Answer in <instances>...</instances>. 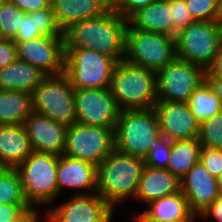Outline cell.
I'll use <instances>...</instances> for the list:
<instances>
[{"instance_id":"7dc6e473","label":"cell","mask_w":222,"mask_h":222,"mask_svg":"<svg viewBox=\"0 0 222 222\" xmlns=\"http://www.w3.org/2000/svg\"><path fill=\"white\" fill-rule=\"evenodd\" d=\"M39 215V213L33 214L26 222H38L40 219Z\"/></svg>"},{"instance_id":"60d3db41","label":"cell","mask_w":222,"mask_h":222,"mask_svg":"<svg viewBox=\"0 0 222 222\" xmlns=\"http://www.w3.org/2000/svg\"><path fill=\"white\" fill-rule=\"evenodd\" d=\"M199 216L207 219L212 217L216 222H222V196H218Z\"/></svg>"},{"instance_id":"484cf974","label":"cell","mask_w":222,"mask_h":222,"mask_svg":"<svg viewBox=\"0 0 222 222\" xmlns=\"http://www.w3.org/2000/svg\"><path fill=\"white\" fill-rule=\"evenodd\" d=\"M202 145L198 138L172 141L167 168L179 180L199 162Z\"/></svg>"},{"instance_id":"52a82bcc","label":"cell","mask_w":222,"mask_h":222,"mask_svg":"<svg viewBox=\"0 0 222 222\" xmlns=\"http://www.w3.org/2000/svg\"><path fill=\"white\" fill-rule=\"evenodd\" d=\"M175 57V37L134 29L128 24L124 61L157 73Z\"/></svg>"},{"instance_id":"f907efd6","label":"cell","mask_w":222,"mask_h":222,"mask_svg":"<svg viewBox=\"0 0 222 222\" xmlns=\"http://www.w3.org/2000/svg\"><path fill=\"white\" fill-rule=\"evenodd\" d=\"M163 1L170 3V2H174V1H185V0H163Z\"/></svg>"},{"instance_id":"cb8c5ba5","label":"cell","mask_w":222,"mask_h":222,"mask_svg":"<svg viewBox=\"0 0 222 222\" xmlns=\"http://www.w3.org/2000/svg\"><path fill=\"white\" fill-rule=\"evenodd\" d=\"M46 77L47 75L40 69L16 59L0 69V90H16L32 94Z\"/></svg>"},{"instance_id":"ac0fdd59","label":"cell","mask_w":222,"mask_h":222,"mask_svg":"<svg viewBox=\"0 0 222 222\" xmlns=\"http://www.w3.org/2000/svg\"><path fill=\"white\" fill-rule=\"evenodd\" d=\"M58 195L66 188L97 190V166L74 157L61 155L57 161ZM93 189V190H92Z\"/></svg>"},{"instance_id":"74e56055","label":"cell","mask_w":222,"mask_h":222,"mask_svg":"<svg viewBox=\"0 0 222 222\" xmlns=\"http://www.w3.org/2000/svg\"><path fill=\"white\" fill-rule=\"evenodd\" d=\"M156 0H124L115 10L124 18L129 19L140 9L145 8Z\"/></svg>"},{"instance_id":"e0dca14e","label":"cell","mask_w":222,"mask_h":222,"mask_svg":"<svg viewBox=\"0 0 222 222\" xmlns=\"http://www.w3.org/2000/svg\"><path fill=\"white\" fill-rule=\"evenodd\" d=\"M180 190L191 211L198 215L220 196L217 178L200 162L180 179Z\"/></svg>"},{"instance_id":"f6af8a7d","label":"cell","mask_w":222,"mask_h":222,"mask_svg":"<svg viewBox=\"0 0 222 222\" xmlns=\"http://www.w3.org/2000/svg\"><path fill=\"white\" fill-rule=\"evenodd\" d=\"M217 22L222 25V0H218Z\"/></svg>"},{"instance_id":"30bf717a","label":"cell","mask_w":222,"mask_h":222,"mask_svg":"<svg viewBox=\"0 0 222 222\" xmlns=\"http://www.w3.org/2000/svg\"><path fill=\"white\" fill-rule=\"evenodd\" d=\"M114 131L75 122L67 127L63 154L98 166L115 149Z\"/></svg>"},{"instance_id":"8fae6325","label":"cell","mask_w":222,"mask_h":222,"mask_svg":"<svg viewBox=\"0 0 222 222\" xmlns=\"http://www.w3.org/2000/svg\"><path fill=\"white\" fill-rule=\"evenodd\" d=\"M156 74L157 101L188 102L205 80V70L201 66L177 57Z\"/></svg>"},{"instance_id":"4316f807","label":"cell","mask_w":222,"mask_h":222,"mask_svg":"<svg viewBox=\"0 0 222 222\" xmlns=\"http://www.w3.org/2000/svg\"><path fill=\"white\" fill-rule=\"evenodd\" d=\"M192 114L201 124L222 111V104L206 80L196 88L188 101Z\"/></svg>"},{"instance_id":"d4e9b609","label":"cell","mask_w":222,"mask_h":222,"mask_svg":"<svg viewBox=\"0 0 222 222\" xmlns=\"http://www.w3.org/2000/svg\"><path fill=\"white\" fill-rule=\"evenodd\" d=\"M32 112V94L0 90V125L23 124Z\"/></svg>"},{"instance_id":"83f0119b","label":"cell","mask_w":222,"mask_h":222,"mask_svg":"<svg viewBox=\"0 0 222 222\" xmlns=\"http://www.w3.org/2000/svg\"><path fill=\"white\" fill-rule=\"evenodd\" d=\"M1 204H28L19 173L15 168H7L0 176Z\"/></svg>"},{"instance_id":"7c38bea8","label":"cell","mask_w":222,"mask_h":222,"mask_svg":"<svg viewBox=\"0 0 222 222\" xmlns=\"http://www.w3.org/2000/svg\"><path fill=\"white\" fill-rule=\"evenodd\" d=\"M76 122L115 129L120 110L109 88L75 89Z\"/></svg>"},{"instance_id":"ba28073f","label":"cell","mask_w":222,"mask_h":222,"mask_svg":"<svg viewBox=\"0 0 222 222\" xmlns=\"http://www.w3.org/2000/svg\"><path fill=\"white\" fill-rule=\"evenodd\" d=\"M222 25L217 21H194L175 36L176 57L201 66L213 62L221 48Z\"/></svg>"},{"instance_id":"681fc988","label":"cell","mask_w":222,"mask_h":222,"mask_svg":"<svg viewBox=\"0 0 222 222\" xmlns=\"http://www.w3.org/2000/svg\"><path fill=\"white\" fill-rule=\"evenodd\" d=\"M7 169V167L0 163V176Z\"/></svg>"},{"instance_id":"bcb514c9","label":"cell","mask_w":222,"mask_h":222,"mask_svg":"<svg viewBox=\"0 0 222 222\" xmlns=\"http://www.w3.org/2000/svg\"><path fill=\"white\" fill-rule=\"evenodd\" d=\"M197 217L200 218V216L198 214L193 213L188 219L181 220V221H178V222H195Z\"/></svg>"},{"instance_id":"4fadbf2b","label":"cell","mask_w":222,"mask_h":222,"mask_svg":"<svg viewBox=\"0 0 222 222\" xmlns=\"http://www.w3.org/2000/svg\"><path fill=\"white\" fill-rule=\"evenodd\" d=\"M16 43L17 59L28 62L47 76L64 73V36H39Z\"/></svg>"},{"instance_id":"3957f363","label":"cell","mask_w":222,"mask_h":222,"mask_svg":"<svg viewBox=\"0 0 222 222\" xmlns=\"http://www.w3.org/2000/svg\"><path fill=\"white\" fill-rule=\"evenodd\" d=\"M109 89L120 111L153 108L157 102V74L121 60L114 68Z\"/></svg>"},{"instance_id":"f1b7e54d","label":"cell","mask_w":222,"mask_h":222,"mask_svg":"<svg viewBox=\"0 0 222 222\" xmlns=\"http://www.w3.org/2000/svg\"><path fill=\"white\" fill-rule=\"evenodd\" d=\"M26 13L9 0L0 5V34L4 39H14L21 28Z\"/></svg>"},{"instance_id":"7402d4cb","label":"cell","mask_w":222,"mask_h":222,"mask_svg":"<svg viewBox=\"0 0 222 222\" xmlns=\"http://www.w3.org/2000/svg\"><path fill=\"white\" fill-rule=\"evenodd\" d=\"M149 209L136 217L137 222H178L188 219L193 212L181 190L149 202Z\"/></svg>"},{"instance_id":"c3c4849f","label":"cell","mask_w":222,"mask_h":222,"mask_svg":"<svg viewBox=\"0 0 222 222\" xmlns=\"http://www.w3.org/2000/svg\"><path fill=\"white\" fill-rule=\"evenodd\" d=\"M217 183H218L220 196H222V174L217 177Z\"/></svg>"},{"instance_id":"5b68a950","label":"cell","mask_w":222,"mask_h":222,"mask_svg":"<svg viewBox=\"0 0 222 222\" xmlns=\"http://www.w3.org/2000/svg\"><path fill=\"white\" fill-rule=\"evenodd\" d=\"M117 63L105 54L79 47H65L64 74L74 89L110 88Z\"/></svg>"},{"instance_id":"d590c367","label":"cell","mask_w":222,"mask_h":222,"mask_svg":"<svg viewBox=\"0 0 222 222\" xmlns=\"http://www.w3.org/2000/svg\"><path fill=\"white\" fill-rule=\"evenodd\" d=\"M170 9L172 10V18L174 21V37L181 29L186 28L194 19L191 16L185 1L170 2Z\"/></svg>"},{"instance_id":"ee69618b","label":"cell","mask_w":222,"mask_h":222,"mask_svg":"<svg viewBox=\"0 0 222 222\" xmlns=\"http://www.w3.org/2000/svg\"><path fill=\"white\" fill-rule=\"evenodd\" d=\"M109 9H116L124 0H104Z\"/></svg>"},{"instance_id":"d6a6232c","label":"cell","mask_w":222,"mask_h":222,"mask_svg":"<svg viewBox=\"0 0 222 222\" xmlns=\"http://www.w3.org/2000/svg\"><path fill=\"white\" fill-rule=\"evenodd\" d=\"M39 211L34 210L29 204H1L0 222H26Z\"/></svg>"},{"instance_id":"e575fe53","label":"cell","mask_w":222,"mask_h":222,"mask_svg":"<svg viewBox=\"0 0 222 222\" xmlns=\"http://www.w3.org/2000/svg\"><path fill=\"white\" fill-rule=\"evenodd\" d=\"M199 162L216 178L222 174V149L201 147Z\"/></svg>"},{"instance_id":"836d02e7","label":"cell","mask_w":222,"mask_h":222,"mask_svg":"<svg viewBox=\"0 0 222 222\" xmlns=\"http://www.w3.org/2000/svg\"><path fill=\"white\" fill-rule=\"evenodd\" d=\"M36 23L40 32L45 36H64L57 24L51 5L36 11Z\"/></svg>"},{"instance_id":"603a6c76","label":"cell","mask_w":222,"mask_h":222,"mask_svg":"<svg viewBox=\"0 0 222 222\" xmlns=\"http://www.w3.org/2000/svg\"><path fill=\"white\" fill-rule=\"evenodd\" d=\"M128 24L138 30L163 33L174 37V21L170 3L156 0L140 9L128 19Z\"/></svg>"},{"instance_id":"2e32d148","label":"cell","mask_w":222,"mask_h":222,"mask_svg":"<svg viewBox=\"0 0 222 222\" xmlns=\"http://www.w3.org/2000/svg\"><path fill=\"white\" fill-rule=\"evenodd\" d=\"M23 126L32 151L55 156L63 155L67 126L34 111L25 119Z\"/></svg>"},{"instance_id":"6da1fadb","label":"cell","mask_w":222,"mask_h":222,"mask_svg":"<svg viewBox=\"0 0 222 222\" xmlns=\"http://www.w3.org/2000/svg\"><path fill=\"white\" fill-rule=\"evenodd\" d=\"M128 20L115 9L74 23L64 32L65 47H79L108 55L117 62L125 55V32Z\"/></svg>"},{"instance_id":"f546056e","label":"cell","mask_w":222,"mask_h":222,"mask_svg":"<svg viewBox=\"0 0 222 222\" xmlns=\"http://www.w3.org/2000/svg\"><path fill=\"white\" fill-rule=\"evenodd\" d=\"M198 139L203 147L222 149V111L200 124Z\"/></svg>"},{"instance_id":"f35d334b","label":"cell","mask_w":222,"mask_h":222,"mask_svg":"<svg viewBox=\"0 0 222 222\" xmlns=\"http://www.w3.org/2000/svg\"><path fill=\"white\" fill-rule=\"evenodd\" d=\"M17 59L16 43L12 39H0V69Z\"/></svg>"},{"instance_id":"8992f818","label":"cell","mask_w":222,"mask_h":222,"mask_svg":"<svg viewBox=\"0 0 222 222\" xmlns=\"http://www.w3.org/2000/svg\"><path fill=\"white\" fill-rule=\"evenodd\" d=\"M57 161L58 156L33 151L15 168L26 200L34 210L38 205H47L58 197Z\"/></svg>"},{"instance_id":"8d00e7d4","label":"cell","mask_w":222,"mask_h":222,"mask_svg":"<svg viewBox=\"0 0 222 222\" xmlns=\"http://www.w3.org/2000/svg\"><path fill=\"white\" fill-rule=\"evenodd\" d=\"M39 36H43V34L40 32L39 27H37L35 11L26 13L22 17L21 28H19L18 34L13 41H25Z\"/></svg>"},{"instance_id":"277c9868","label":"cell","mask_w":222,"mask_h":222,"mask_svg":"<svg viewBox=\"0 0 222 222\" xmlns=\"http://www.w3.org/2000/svg\"><path fill=\"white\" fill-rule=\"evenodd\" d=\"M161 137L153 108L120 111L114 131L115 149L119 152L145 159Z\"/></svg>"},{"instance_id":"ab89813d","label":"cell","mask_w":222,"mask_h":222,"mask_svg":"<svg viewBox=\"0 0 222 222\" xmlns=\"http://www.w3.org/2000/svg\"><path fill=\"white\" fill-rule=\"evenodd\" d=\"M17 5L25 13L35 12L50 6L51 0H9Z\"/></svg>"},{"instance_id":"ffe728a7","label":"cell","mask_w":222,"mask_h":222,"mask_svg":"<svg viewBox=\"0 0 222 222\" xmlns=\"http://www.w3.org/2000/svg\"><path fill=\"white\" fill-rule=\"evenodd\" d=\"M29 137L23 124L0 125V163L16 168L32 154Z\"/></svg>"},{"instance_id":"9c48e42d","label":"cell","mask_w":222,"mask_h":222,"mask_svg":"<svg viewBox=\"0 0 222 222\" xmlns=\"http://www.w3.org/2000/svg\"><path fill=\"white\" fill-rule=\"evenodd\" d=\"M74 90L64 73L47 76L32 92L33 111L71 126L76 122Z\"/></svg>"},{"instance_id":"5bb4252c","label":"cell","mask_w":222,"mask_h":222,"mask_svg":"<svg viewBox=\"0 0 222 222\" xmlns=\"http://www.w3.org/2000/svg\"><path fill=\"white\" fill-rule=\"evenodd\" d=\"M76 193L46 214L50 222H111L113 207L99 194Z\"/></svg>"},{"instance_id":"d6986e66","label":"cell","mask_w":222,"mask_h":222,"mask_svg":"<svg viewBox=\"0 0 222 222\" xmlns=\"http://www.w3.org/2000/svg\"><path fill=\"white\" fill-rule=\"evenodd\" d=\"M179 191L180 180L168 169L145 165L135 198L148 204L153 200L175 194Z\"/></svg>"},{"instance_id":"44dd1931","label":"cell","mask_w":222,"mask_h":222,"mask_svg":"<svg viewBox=\"0 0 222 222\" xmlns=\"http://www.w3.org/2000/svg\"><path fill=\"white\" fill-rule=\"evenodd\" d=\"M50 5L63 32L74 23L98 17L109 9L104 0H51Z\"/></svg>"},{"instance_id":"9a60e30c","label":"cell","mask_w":222,"mask_h":222,"mask_svg":"<svg viewBox=\"0 0 222 222\" xmlns=\"http://www.w3.org/2000/svg\"><path fill=\"white\" fill-rule=\"evenodd\" d=\"M153 109L163 138L172 142L199 137L200 123L192 114L188 102L157 101Z\"/></svg>"},{"instance_id":"b9f144b4","label":"cell","mask_w":222,"mask_h":222,"mask_svg":"<svg viewBox=\"0 0 222 222\" xmlns=\"http://www.w3.org/2000/svg\"><path fill=\"white\" fill-rule=\"evenodd\" d=\"M205 77H222V48L218 50L213 62L206 68Z\"/></svg>"},{"instance_id":"1f68e13d","label":"cell","mask_w":222,"mask_h":222,"mask_svg":"<svg viewBox=\"0 0 222 222\" xmlns=\"http://www.w3.org/2000/svg\"><path fill=\"white\" fill-rule=\"evenodd\" d=\"M171 148L172 142L167 138L161 137L145 157V165L154 168H167L171 155Z\"/></svg>"},{"instance_id":"4dcf8cb0","label":"cell","mask_w":222,"mask_h":222,"mask_svg":"<svg viewBox=\"0 0 222 222\" xmlns=\"http://www.w3.org/2000/svg\"><path fill=\"white\" fill-rule=\"evenodd\" d=\"M194 21H217L218 0H185Z\"/></svg>"},{"instance_id":"7bdbcfd3","label":"cell","mask_w":222,"mask_h":222,"mask_svg":"<svg viewBox=\"0 0 222 222\" xmlns=\"http://www.w3.org/2000/svg\"><path fill=\"white\" fill-rule=\"evenodd\" d=\"M205 80L219 97L222 104V77H205Z\"/></svg>"},{"instance_id":"7a4b0ae2","label":"cell","mask_w":222,"mask_h":222,"mask_svg":"<svg viewBox=\"0 0 222 222\" xmlns=\"http://www.w3.org/2000/svg\"><path fill=\"white\" fill-rule=\"evenodd\" d=\"M144 167L143 158L114 149L97 166V194L113 208L120 201L134 198Z\"/></svg>"}]
</instances>
